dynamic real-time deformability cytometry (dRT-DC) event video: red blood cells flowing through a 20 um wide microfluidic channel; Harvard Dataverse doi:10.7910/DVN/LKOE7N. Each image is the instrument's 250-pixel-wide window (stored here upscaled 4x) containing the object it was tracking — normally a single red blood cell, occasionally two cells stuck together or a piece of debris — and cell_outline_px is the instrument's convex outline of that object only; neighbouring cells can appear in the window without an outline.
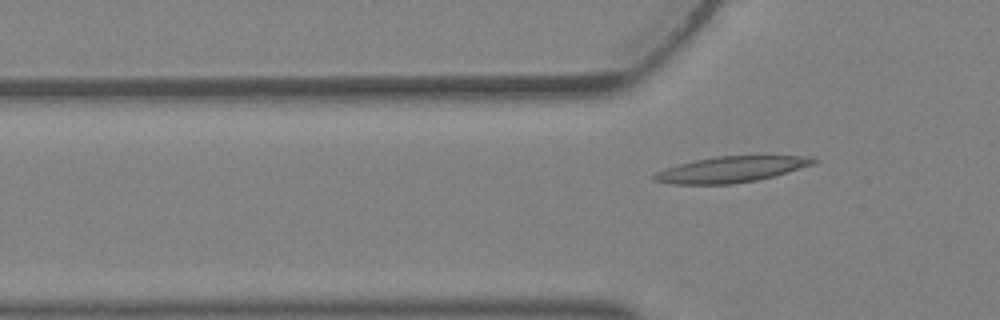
{"species": "Egyptian fruit bat (a non-hibernating species)", "species_latin": "Rousettus aegyptiacus", "temperature_condition": "warm", "stored_images_in_passage": 2, "camera_frame_rate_fps": 3000, "um_per_image_px": 0.085, "animal": {"sex": "female"}, "frame": {"image": 1, "passage_image": 2, "time_ms": 0.333, "image_size_px": [1000, 320], "cell_outline_px": [[820, 160], [812, 164], [772, 176], [756, 180], [732, 184], [676, 184], [652, 180], [652, 176], [656, 172], [664, 168], [696, 160], [716, 156], [804, 156]], "centroid_in_image_um": [62.08, 14.4], "position_along_channel_um": 63.7, "area_um2": 23.58}}